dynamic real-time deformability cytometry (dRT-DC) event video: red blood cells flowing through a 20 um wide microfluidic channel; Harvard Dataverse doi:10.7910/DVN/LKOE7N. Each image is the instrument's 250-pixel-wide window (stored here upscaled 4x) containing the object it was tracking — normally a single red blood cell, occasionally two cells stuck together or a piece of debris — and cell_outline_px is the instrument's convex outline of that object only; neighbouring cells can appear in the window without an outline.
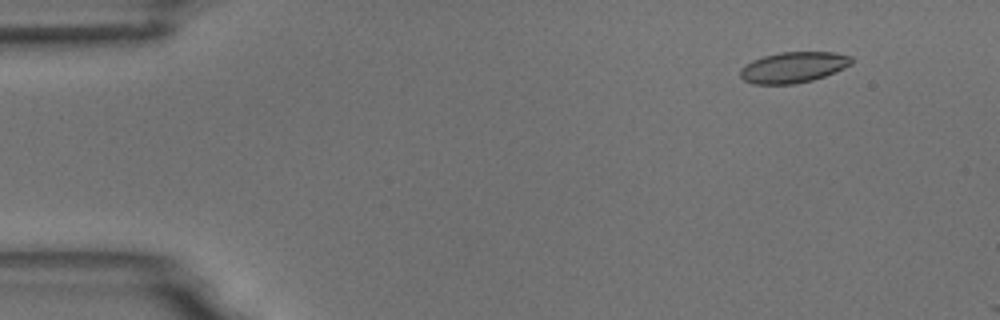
{"species": "common noctule bat (a hibernating species)", "species_latin": "Nyctalus noctula", "temperature_condition": "room temperature", "stored_images_in_passage": 3, "camera_frame_rate_fps": 3000, "um_per_image_px": 0.085, "animal": {"sex": "male", "body_mass_g": 18.8}, "frame": {"image": 1, "passage_image": 2, "time_ms": 1.333, "image_size_px": [1000, 320], "cell_outline_px": [[852, 64], [844, 68], [824, 76], [812, 80], [792, 84], [752, 84], [744, 80], [740, 76], [740, 68], [744, 64], [752, 60], [764, 56], [780, 52], [832, 52], [852, 56]], "centroid_in_image_um": [67.41, 5.72], "position_along_channel_um": 17.6, "area_um2": 20.0}}